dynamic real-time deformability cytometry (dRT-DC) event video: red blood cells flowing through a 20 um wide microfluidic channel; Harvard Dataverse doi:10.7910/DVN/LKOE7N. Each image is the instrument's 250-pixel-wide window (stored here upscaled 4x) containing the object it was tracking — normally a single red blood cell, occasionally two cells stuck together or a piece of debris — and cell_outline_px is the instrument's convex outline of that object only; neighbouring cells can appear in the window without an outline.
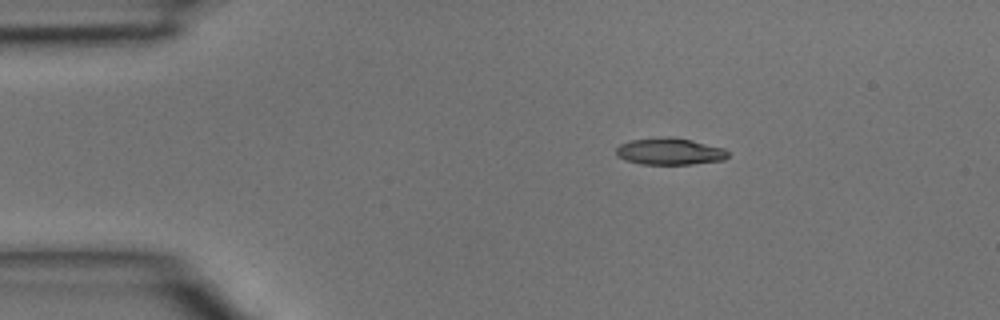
{"species": "common noctule bat (a hibernating species)", "species_latin": "Nyctalus noctula", "temperature_condition": "room temperature", "stored_images_in_passage": 2, "camera_frame_rate_fps": 3000, "um_per_image_px": 0.085, "animal": {"sex": "male", "body_mass_g": 15.6}, "frame": {"image": 1, "passage_image": 1, "time_ms": 0.0, "image_size_px": [1000, 320], "cell_outline_px": [[728, 156], [724, 160], [692, 164], [640, 164], [624, 160], [616, 156], [616, 148], [620, 144], [632, 140], [660, 136], [676, 136], [724, 148], [728, 152]], "centroid_in_image_um": [56.9, 12.86], "position_along_channel_um": 28.1, "area_um2": 17.74}}